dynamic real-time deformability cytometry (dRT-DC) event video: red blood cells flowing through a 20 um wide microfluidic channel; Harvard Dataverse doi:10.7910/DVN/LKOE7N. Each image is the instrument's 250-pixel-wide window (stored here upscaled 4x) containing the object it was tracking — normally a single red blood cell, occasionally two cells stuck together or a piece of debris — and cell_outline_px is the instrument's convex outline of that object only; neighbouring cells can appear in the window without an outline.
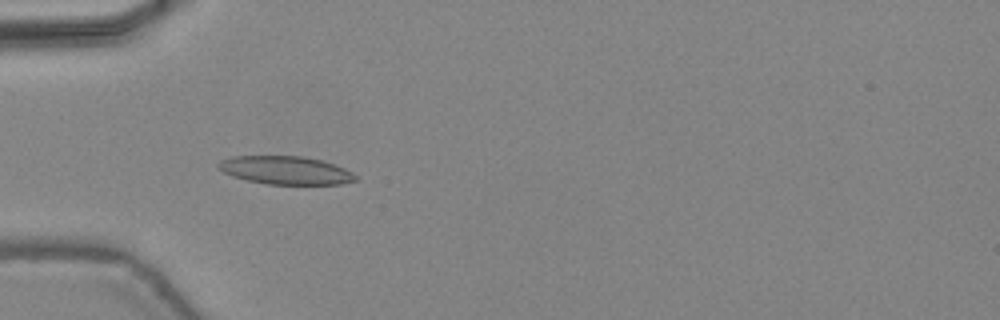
{"species": "common noctule bat (a hibernating species)", "species_latin": "Nyctalus noctula", "temperature_condition": "warm", "stored_images_in_passage": 47, "camera_frame_rate_fps": 3000, "um_per_image_px": 0.085, "animal": {"sex": "female", "body_mass_g": 24.6, "forearm_length_mm": 56.2}, "frame": {"image": 1, "passage_image": 16, "time_ms": 5.0, "image_size_px": [1000, 320], "cell_outline_px": [[360, 180], [340, 184], [268, 184], [248, 180], [232, 176], [216, 168], [216, 164], [220, 160], [232, 156], [304, 156], [320, 160], [344, 168], [352, 172]], "centroid_in_image_um": [24.26, 14.47], "position_along_channel_um": 60.7, "area_um2": 22.54}}
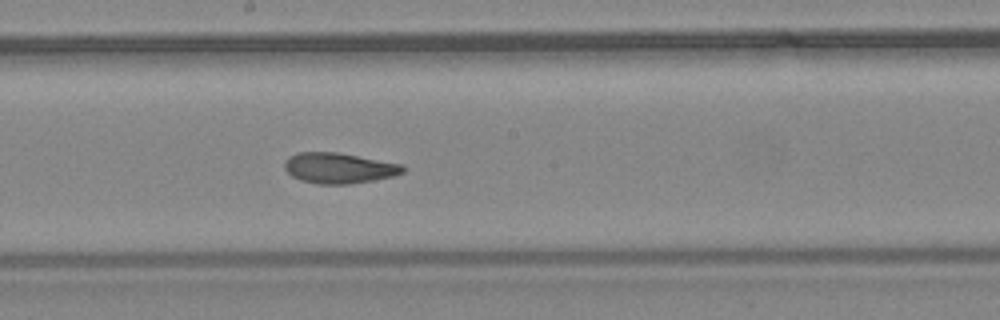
{"frame": {"image": 2, "passage_image": 27, "time_ms": 8.667, "image_size_px": [1000, 320], "cell_outline_px": [[404, 172], [396, 176], [376, 180], [348, 184], [316, 184], [300, 180], [292, 176], [284, 168], [284, 160], [288, 156], [296, 152], [336, 152], [404, 164]], "centroid_in_image_um": [28.81, 14.28], "position_along_channel_um": 219.4, "area_um2": 21.39}}
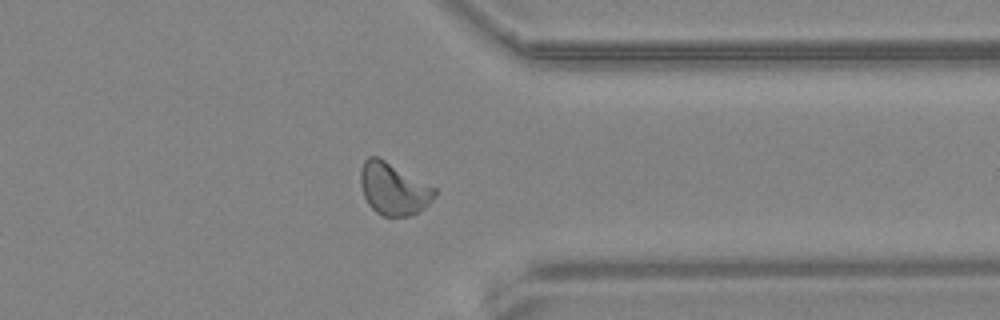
{"frame": {"image": 3, "passage_image": 38, "time_ms": 12.333, "image_size_px": [1000, 320], "cell_outline_px": [[436, 196], [424, 208], [408, 216], [380, 216], [368, 204], [364, 196], [360, 184], [360, 168], [364, 160], [368, 156], [376, 156], [384, 160], [436, 188]], "centroid_in_image_um": [33.42, 16.05], "position_along_channel_um": 378.0, "area_um2": 22.37}, "authors_computed_cell_mechanics": {"area_um2": 21.675, "velocity_mm_per_s": 4.4453, "shape_relaxation_time_tau1_ms": 5.1223, "shape_relaxation_time_tau2_ms": 1.9008, "deformation_change_tau1": 0.1412, "deformation_change_tau2": 0.0793}}